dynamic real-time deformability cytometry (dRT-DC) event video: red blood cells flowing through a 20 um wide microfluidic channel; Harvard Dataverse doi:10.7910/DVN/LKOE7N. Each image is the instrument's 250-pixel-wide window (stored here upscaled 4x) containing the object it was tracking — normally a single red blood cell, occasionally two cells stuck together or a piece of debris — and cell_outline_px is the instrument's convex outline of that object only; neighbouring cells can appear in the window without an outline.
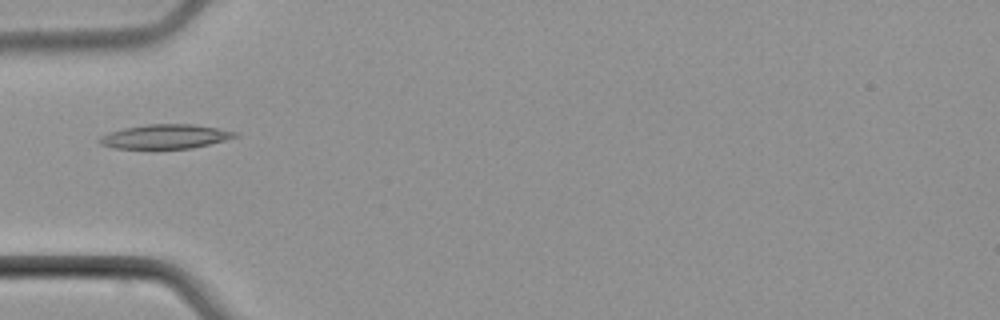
{"species": "common noctule bat (a hibernating species)", "species_latin": "Nyctalus noctula", "temperature_condition": "cold", "stored_images_in_passage": 1, "camera_frame_rate_fps": 3000, "um_per_image_px": 0.085, "animal": {"sex": "male", "body_mass_g": 21.5, "forearm_length_mm": 52.0}, "frame": {"image": 1, "passage_image": 1, "time_ms": 0.0, "image_size_px": [1000, 320], "cell_outline_px": [[240, 136], [192, 148], [112, 148], [100, 144], [96, 140], [100, 136], [108, 132], [124, 128], [148, 124], [192, 124], [240, 132]], "centroid_in_image_um": [14.03, 11.6], "position_along_channel_um": 71.0, "area_um2": 19.13}}